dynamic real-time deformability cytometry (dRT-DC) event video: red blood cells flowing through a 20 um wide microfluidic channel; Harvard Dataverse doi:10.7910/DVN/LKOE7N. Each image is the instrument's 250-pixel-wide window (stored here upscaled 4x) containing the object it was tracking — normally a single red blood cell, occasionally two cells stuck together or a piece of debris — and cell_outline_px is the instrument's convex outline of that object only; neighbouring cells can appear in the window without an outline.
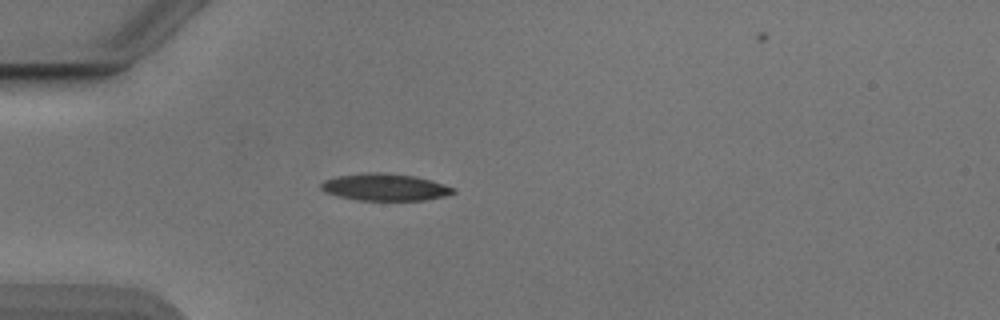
{"species": "Egyptian fruit bat (a non-hibernating species)", "species_latin": "Rousettus aegyptiacus", "temperature_condition": "cold", "stored_images_in_passage": 36, "camera_frame_rate_fps": 3000, "um_per_image_px": 0.085, "animal": {"sex": "male"}, "frame": {"image": 1, "passage_image": 1, "time_ms": 0.0, "image_size_px": [1000, 320], "cell_outline_px": [[456, 192], [444, 196], [424, 200], [360, 200], [340, 196], [324, 192], [320, 188], [320, 184], [324, 180], [336, 176], [368, 172], [380, 172], [416, 176], [432, 180], [456, 188]], "centroid_in_image_um": [32.73, 15.9], "position_along_channel_um": 52.3, "area_um2": 20.87}}
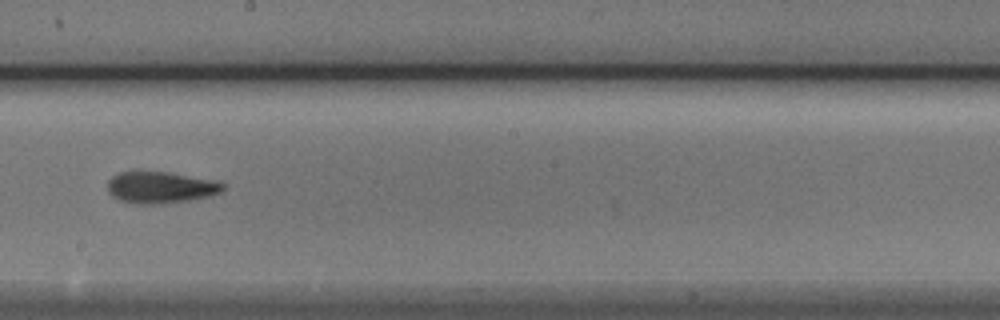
{"frame": {"image": 2, "passage_image": 16, "time_ms": 5.0, "image_size_px": [1000, 320], "cell_outline_px": [[224, 188], [220, 192], [208, 196], [192, 200], [152, 204], [140, 204], [120, 200], [112, 196], [108, 192], [108, 180], [112, 176], [120, 172], [168, 172], [216, 180], [224, 184]], "centroid_in_image_um": [13.65, 15.93], "position_along_channel_um": 234.5, "area_um2": 21.1}}
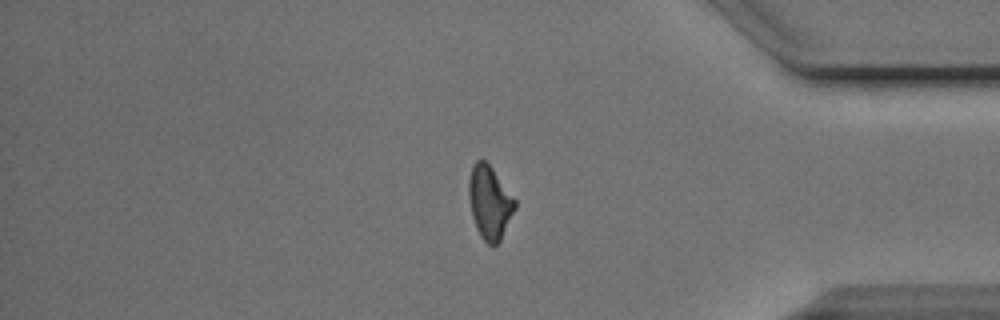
{"frame": {"image": 3, "passage_image": 30, "time_ms": 9.667, "image_size_px": [1000, 320], "cell_outline_px": [[516, 208], [500, 240], [492, 248], [480, 236], [476, 228], [472, 216], [468, 196], [468, 180], [472, 164], [476, 160], [484, 160], [492, 168], [516, 200]], "centroid_in_image_um": [41.6, 17.21], "position_along_channel_um": 393.6, "area_um2": 19.77}}